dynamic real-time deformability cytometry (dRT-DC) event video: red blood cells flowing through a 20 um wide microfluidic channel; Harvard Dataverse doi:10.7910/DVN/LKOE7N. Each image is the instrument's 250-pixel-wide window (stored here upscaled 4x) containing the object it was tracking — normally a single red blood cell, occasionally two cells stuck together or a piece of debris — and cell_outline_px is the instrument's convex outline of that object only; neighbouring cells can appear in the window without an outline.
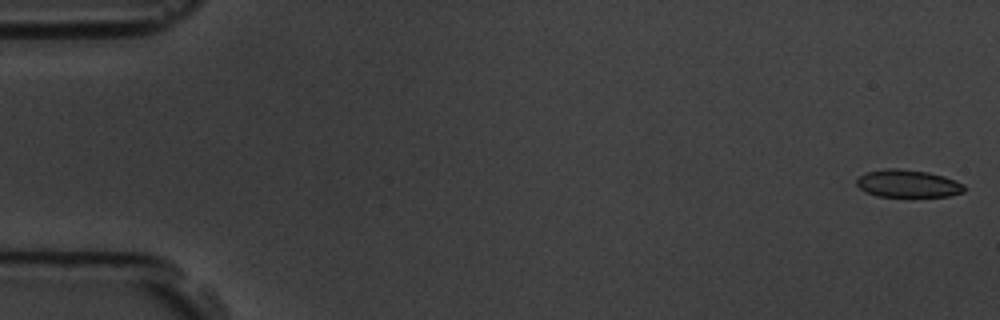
{"species": "common noctule bat (a hibernating species)", "species_latin": "Nyctalus noctula", "temperature_condition": "room temperature", "stored_images_in_passage": 6, "camera_frame_rate_fps": 3000, "um_per_image_px": 0.085, "animal": {"sex": "male", "body_mass_g": 19.5, "forearm_length_mm": 54.6}, "frame": {"image": 1, "passage_image": 1, "time_ms": 0.0, "image_size_px": [1000, 320], "cell_outline_px": [[964, 192], [948, 196], [876, 196], [864, 192], [856, 184], [856, 180], [864, 172], [884, 168], [900, 168], [928, 172], [944, 176], [964, 184]], "centroid_in_image_um": [77.12, 15.59], "position_along_channel_um": 7.9, "area_um2": 17.4}}